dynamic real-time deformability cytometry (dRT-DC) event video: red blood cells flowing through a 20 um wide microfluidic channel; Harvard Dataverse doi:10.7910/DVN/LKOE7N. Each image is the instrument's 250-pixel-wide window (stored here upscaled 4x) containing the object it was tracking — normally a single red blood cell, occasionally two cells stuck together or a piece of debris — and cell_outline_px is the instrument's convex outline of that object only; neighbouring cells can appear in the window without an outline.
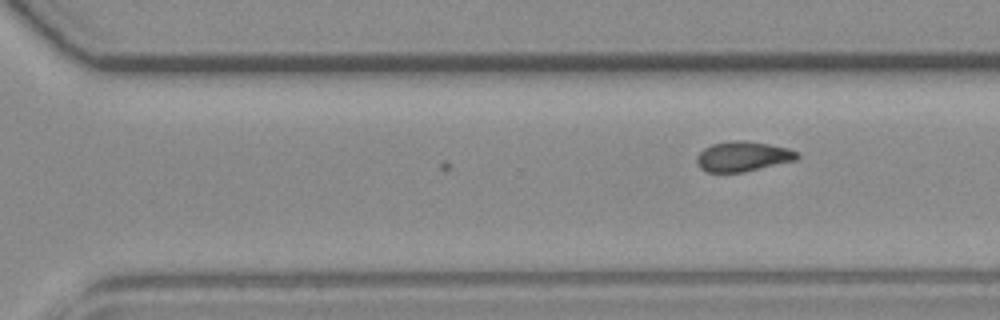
{"species": "common noctule bat (a hibernating species)", "species_latin": "Nyctalus noctula", "temperature_condition": "room temperature", "stored_images_in_passage": 23, "camera_frame_rate_fps": 3000, "um_per_image_px": 0.085, "animal": {"sex": "female", "body_mass_g": 19.3, "forearm_length_mm": 54.1}, "frame": {"image": 1, "passage_image": 23, "time_ms": 7.333, "image_size_px": [1000, 320], "cell_outline_px": [[800, 156], [796, 160], [744, 172], [708, 172], [700, 168], [696, 164], [696, 156], [704, 148], [712, 144], [732, 140], [744, 140], [768, 144], [788, 148], [800, 152]], "centroid_in_image_um": [63.14, 13.29], "position_along_channel_um": 307.5, "area_um2": 17.69}}